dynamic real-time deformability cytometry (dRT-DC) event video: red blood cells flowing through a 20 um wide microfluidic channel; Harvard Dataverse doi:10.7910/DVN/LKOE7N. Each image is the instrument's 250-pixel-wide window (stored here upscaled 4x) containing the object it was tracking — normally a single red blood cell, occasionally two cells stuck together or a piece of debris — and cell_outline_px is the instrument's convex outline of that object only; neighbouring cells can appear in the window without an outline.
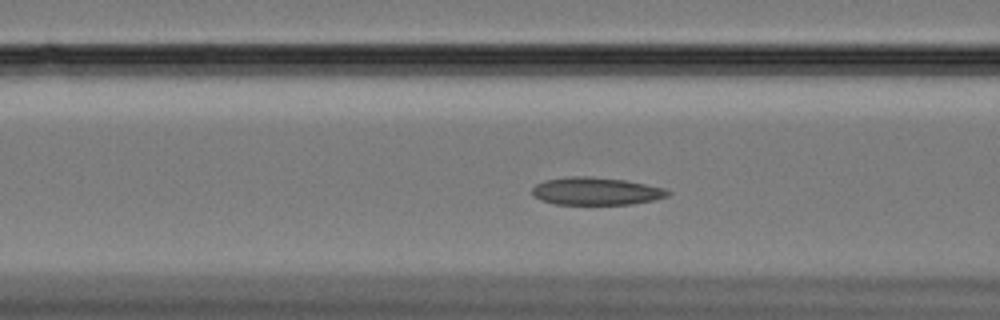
{"species": "Egyptian fruit bat (a non-hibernating species)", "species_latin": "Rousettus aegyptiacus", "temperature_condition": "cold", "stored_images_in_passage": 40, "camera_frame_rate_fps": 3000, "um_per_image_px": 0.085, "animal": {"sex": "female"}, "frame": {"image": 1, "passage_image": 18, "time_ms": 5.667, "image_size_px": [1000, 320], "cell_outline_px": [[672, 192], [668, 196], [652, 200], [632, 204], [556, 204], [540, 200], [532, 196], [532, 188], [536, 184], [544, 180], [572, 176], [588, 176], [624, 180], [664, 188]], "centroid_in_image_um": [50.63, 16.25], "position_along_channel_um": 116.0, "area_um2": 21.79}}
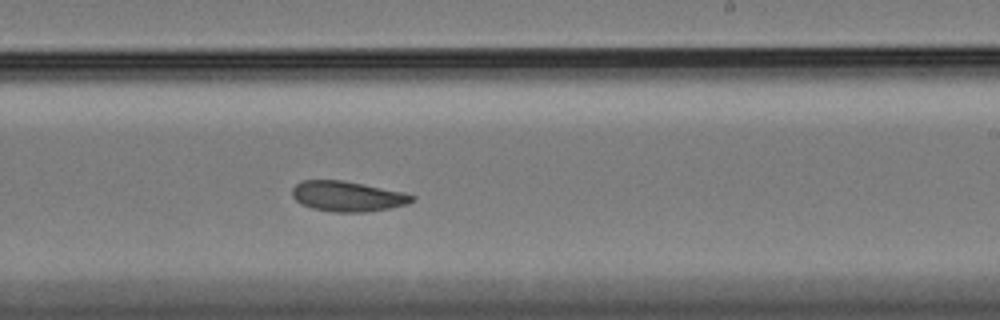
{"frame": {"image": 2, "passage_image": 31, "time_ms": 10.0, "image_size_px": [1000, 320], "cell_outline_px": [[416, 200], [408, 204], [368, 212], [332, 212], [312, 208], [300, 204], [292, 196], [292, 188], [296, 184], [304, 180], [344, 180], [404, 192], [416, 196]], "centroid_in_image_um": [29.56, 16.69], "position_along_channel_um": 259.4, "area_um2": 21.33}}
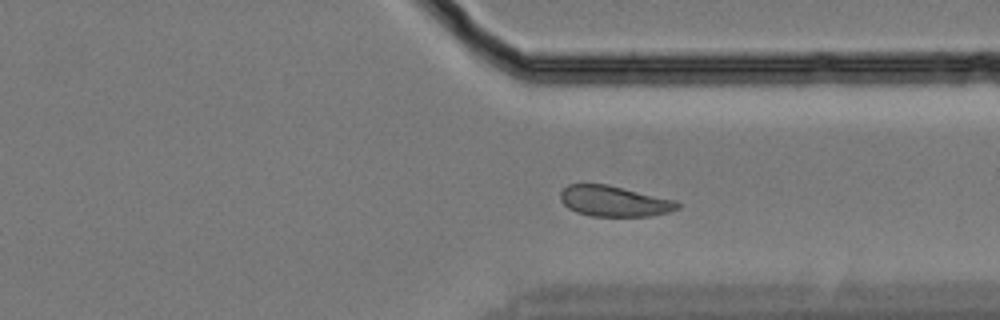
{"frame": {"image": 3, "passage_image": 40, "time_ms": 13.0, "image_size_px": [1000, 320], "cell_outline_px": [[680, 208], [672, 212], [648, 216], [592, 216], [576, 212], [568, 208], [560, 200], [560, 192], [568, 184], [604, 184], [676, 200], [680, 204]], "centroid_in_image_um": [52.21, 17.11], "position_along_channel_um": 359.2, "area_um2": 20.87}}